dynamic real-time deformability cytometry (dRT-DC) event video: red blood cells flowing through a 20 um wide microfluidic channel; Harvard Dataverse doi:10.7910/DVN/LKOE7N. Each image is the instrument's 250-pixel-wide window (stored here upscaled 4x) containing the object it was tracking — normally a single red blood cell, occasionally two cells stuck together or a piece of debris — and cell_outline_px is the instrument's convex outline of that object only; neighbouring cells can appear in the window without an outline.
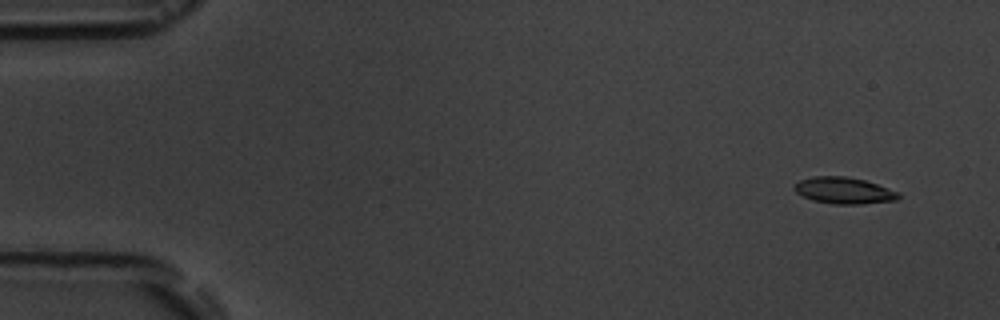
{"species": "common noctule bat (a hibernating species)", "species_latin": "Nyctalus noctula", "temperature_condition": "room temperature", "stored_images_in_passage": 5, "camera_frame_rate_fps": 3000, "um_per_image_px": 0.085, "animal": {"sex": "male", "body_mass_g": 19.5, "forearm_length_mm": 54.6}, "frame": {"image": 1, "passage_image": 1, "time_ms": 0.0, "image_size_px": [1000, 320], "cell_outline_px": [[900, 196], [896, 200], [860, 204], [832, 204], [812, 200], [796, 192], [792, 188], [800, 180], [812, 176], [848, 176], [864, 180], [900, 192]], "centroid_in_image_um": [71.72, 16.19], "position_along_channel_um": 13.3, "area_um2": 16.07}}
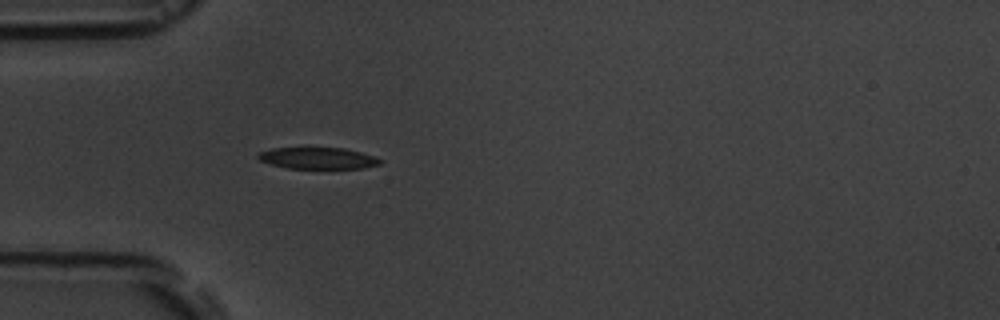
{"frame": {"image": 2, "passage_image": 5, "time_ms": 4.333, "image_size_px": [1000, 320], "cell_outline_px": [[384, 160], [380, 164], [364, 168], [288, 168], [272, 164], [260, 160], [256, 156], [260, 152], [272, 148], [344, 148], [360, 152]], "centroid_in_image_um": [27.03, 13.44], "position_along_channel_um": 58.0, "area_um2": 15.09}}